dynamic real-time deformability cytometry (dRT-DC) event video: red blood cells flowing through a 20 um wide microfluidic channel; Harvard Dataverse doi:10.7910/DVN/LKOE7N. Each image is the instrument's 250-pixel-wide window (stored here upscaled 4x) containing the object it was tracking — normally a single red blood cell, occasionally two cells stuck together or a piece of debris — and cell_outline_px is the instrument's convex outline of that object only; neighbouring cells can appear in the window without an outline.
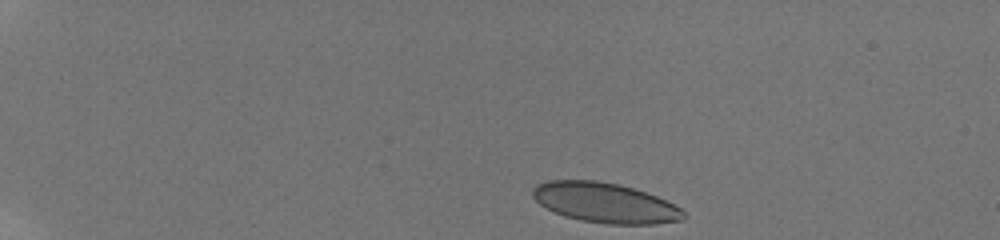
{"species": "human", "species_latin": "Homo sapiens", "temperature_condition": "room temperature", "stored_images_in_passage": 10, "camera_frame_rate_fps": 3000, "um_per_image_px": 0.085, "donor": {"sex": "male"}, "frame": {"image": 1, "passage_image": 1, "time_ms": 0.0, "image_size_px": [1000, 240], "cell_outline_px": [[688, 216], [684, 220], [652, 224], [608, 224], [580, 220], [564, 216], [540, 204], [532, 196], [532, 188], [536, 184], [548, 180], [596, 180], [620, 184], [656, 196], [680, 208]], "centroid_in_image_um": [51.42, 17.23], "position_along_channel_um": 33.6, "area_um2": 35.08}}
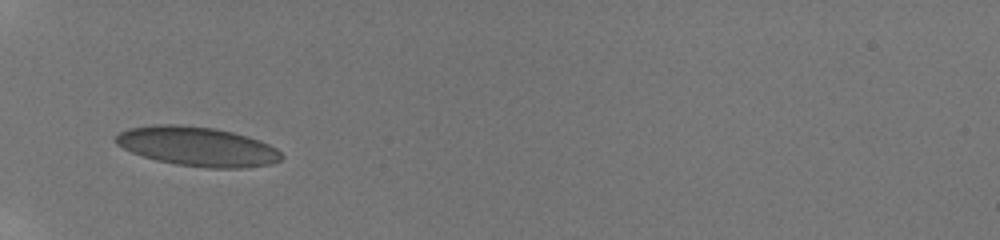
{"frame": {"image": 2, "passage_image": 7, "time_ms": 3.333, "image_size_px": [1000, 240], "cell_outline_px": [[284, 156], [280, 160], [272, 164], [240, 168], [208, 168], [176, 164], [156, 160], [132, 152], [116, 144], [112, 140], [120, 132], [128, 128], [152, 124], [176, 124], [216, 128], [248, 136], [260, 140], [276, 148]], "centroid_in_image_um": [16.77, 12.44], "position_along_channel_um": 68.2, "area_um2": 38.15}}
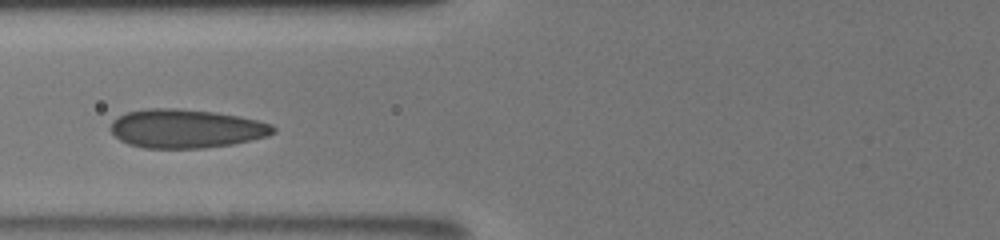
{"frame": {"image": 3, "passage_image": 9, "time_ms": 4.667, "image_size_px": [1000, 240], "cell_outline_px": [[276, 132], [268, 136], [232, 144], [204, 148], [144, 148], [128, 144], [120, 140], [112, 132], [112, 120], [128, 112], [148, 108], [176, 108], [216, 112], [240, 116], [272, 124], [276, 128]], "centroid_in_image_um": [15.85, 10.93], "position_along_channel_um": 110.0, "area_um2": 36.7}}